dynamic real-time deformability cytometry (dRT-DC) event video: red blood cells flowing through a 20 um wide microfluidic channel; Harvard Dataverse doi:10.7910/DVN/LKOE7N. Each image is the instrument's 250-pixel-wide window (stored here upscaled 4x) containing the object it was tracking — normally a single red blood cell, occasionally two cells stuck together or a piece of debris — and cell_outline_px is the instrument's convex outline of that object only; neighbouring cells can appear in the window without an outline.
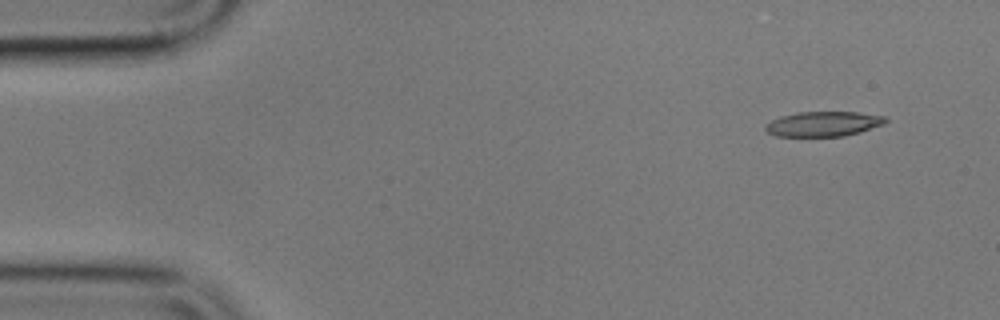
{"species": "common noctule bat (a hibernating species)", "species_latin": "Nyctalus noctula", "temperature_condition": "cold", "stored_images_in_passage": 4, "camera_frame_rate_fps": 3000, "um_per_image_px": 0.085, "animal": {"sex": "male", "body_mass_g": 17.9}, "frame": {"image": 1, "passage_image": 2, "time_ms": 1.0, "image_size_px": [1000, 320], "cell_outline_px": [[888, 120], [884, 124], [860, 132], [844, 136], [776, 136], [768, 132], [764, 128], [764, 124], [780, 116], [796, 112], [856, 112], [888, 116]], "centroid_in_image_um": [70.0, 10.52], "position_along_channel_um": 15.0, "area_um2": 17.57}}